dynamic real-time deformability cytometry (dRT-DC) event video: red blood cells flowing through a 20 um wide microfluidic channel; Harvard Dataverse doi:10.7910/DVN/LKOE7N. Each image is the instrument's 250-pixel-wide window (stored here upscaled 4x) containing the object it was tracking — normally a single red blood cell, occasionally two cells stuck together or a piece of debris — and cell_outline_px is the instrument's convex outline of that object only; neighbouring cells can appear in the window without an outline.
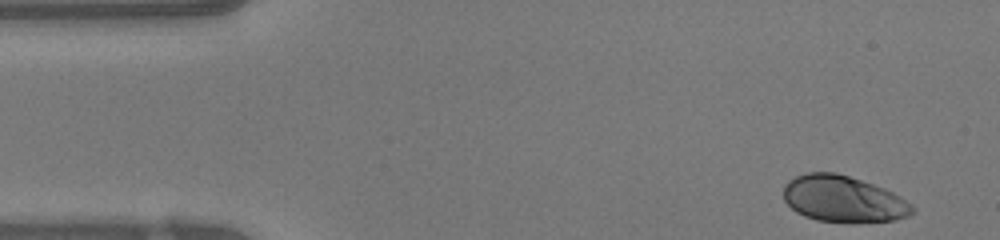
{"species": "human", "species_latin": "Homo sapiens", "temperature_condition": "warm", "stored_images_in_passage": 45, "camera_frame_rate_fps": 3000, "um_per_image_px": 0.085, "donor": {"sex": "female"}, "frame": {"image": 1, "passage_image": 1, "time_ms": 0.0, "image_size_px": [1000, 240], "cell_outline_px": [[916, 208], [908, 216], [896, 220], [852, 224], [848, 224], [816, 220], [804, 216], [796, 212], [784, 200], [784, 184], [788, 180], [804, 172], [836, 172], [884, 188], [900, 196], [912, 204]], "centroid_in_image_um": [71.68, 16.94], "position_along_channel_um": 13.3, "area_um2": 35.37}}
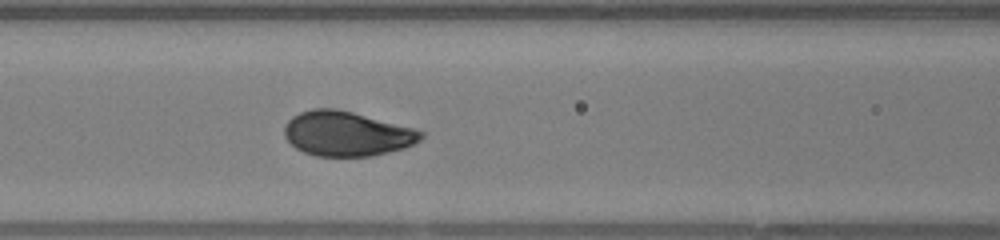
{"frame": {"image": 2, "passage_image": 17, "time_ms": 5.333, "image_size_px": [1000, 240], "cell_outline_px": [[424, 136], [420, 140], [404, 148], [372, 156], [316, 156], [304, 152], [296, 148], [284, 136], [284, 124], [292, 116], [300, 112], [312, 108], [332, 108], [352, 112], [412, 128], [424, 132]], "centroid_in_image_um": [29.43, 11.36], "position_along_channel_um": 137.2, "area_um2": 35.37}}
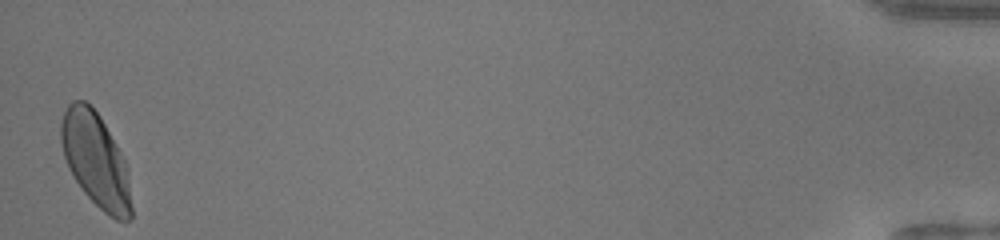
{"frame": {"image": 3, "passage_image": 45, "time_ms": 14.667, "image_size_px": [1000, 240], "cell_outline_px": [[132, 216], [128, 220], [116, 220], [104, 212], [84, 192], [72, 176], [68, 168], [64, 156], [60, 140], [60, 124], [64, 112], [68, 104], [72, 100], [84, 100], [100, 116], [120, 152], [124, 160], [132, 208]], "centroid_in_image_um": [8.09, 13.59], "position_along_channel_um": 427.1, "area_um2": 38.03}, "authors_computed_cell_mechanics": {"area_um2": 35.836, "velocity_mm_per_s": 4.2104, "shape_relaxation_time_tau1_ms": 2.3762, "shape_relaxation_time_tau2_ms": null, "deformation_change_tau1": 0.1562, "deformation_change_tau2": null}}